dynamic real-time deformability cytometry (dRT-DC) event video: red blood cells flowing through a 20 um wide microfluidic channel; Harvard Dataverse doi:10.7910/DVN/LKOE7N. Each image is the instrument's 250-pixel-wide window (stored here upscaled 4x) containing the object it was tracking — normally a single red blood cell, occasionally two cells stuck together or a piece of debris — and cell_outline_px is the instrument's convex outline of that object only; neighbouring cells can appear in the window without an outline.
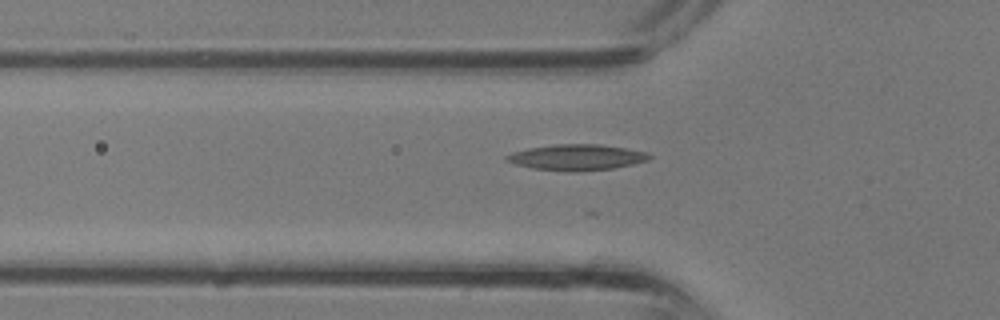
{"species": "common noctule bat (a hibernating species)", "species_latin": "Nyctalus noctula", "temperature_condition": "room temperature", "stored_images_in_passage": 10, "camera_frame_rate_fps": 3000, "um_per_image_px": 0.085, "animal": {"sex": "male", "body_mass_g": 13.3}, "frame": {"image": 1, "passage_image": 4, "time_ms": 1.0, "image_size_px": [1000, 320], "cell_outline_px": [[652, 156], [648, 160], [632, 164], [612, 168], [572, 172], [532, 168], [516, 164], [504, 160], [504, 156], [512, 152], [528, 148], [556, 144], [600, 144], [648, 152]], "centroid_in_image_um": [48.99, 13.37], "position_along_channel_um": 76.8, "area_um2": 21.44}}
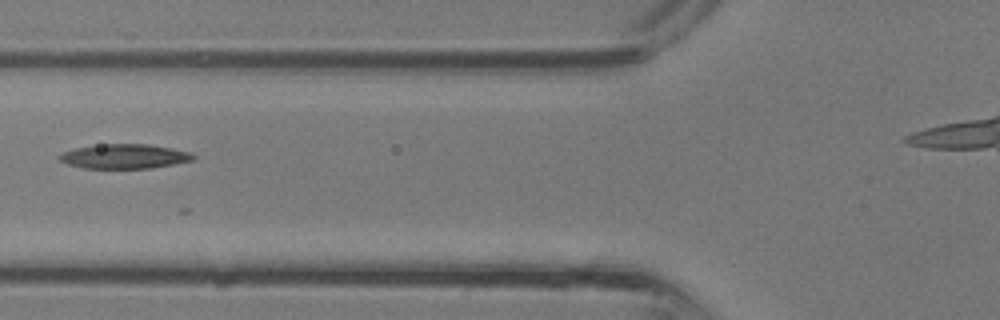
{"frame": {"image": 2, "passage_image": 6, "time_ms": 1.667, "image_size_px": [1000, 320], "cell_outline_px": [[196, 160], [176, 164], [152, 168], [84, 168], [68, 164], [60, 160], [56, 156], [64, 152], [76, 148], [100, 144], [148, 144], [172, 148], [192, 152], [196, 156]], "centroid_in_image_um": [10.65, 13.29], "position_along_channel_um": 115.2, "area_um2": 19.25}}
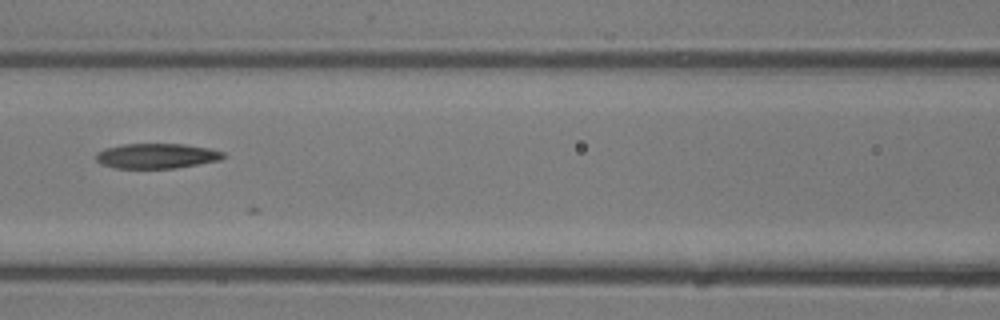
{"frame": {"image": 3, "passage_image": 8, "time_ms": 2.333, "image_size_px": [1000, 320], "cell_outline_px": [[224, 156], [220, 160], [176, 168], [116, 168], [100, 164], [96, 160], [96, 152], [104, 148], [124, 144], [184, 144], [208, 148], [224, 152]], "centroid_in_image_um": [13.28, 13.25], "position_along_channel_um": 153.3, "area_um2": 18.55}}